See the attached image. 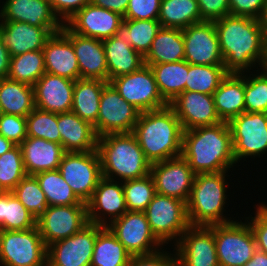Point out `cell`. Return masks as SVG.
<instances>
[{
  "label": "cell",
  "mask_w": 267,
  "mask_h": 266,
  "mask_svg": "<svg viewBox=\"0 0 267 266\" xmlns=\"http://www.w3.org/2000/svg\"><path fill=\"white\" fill-rule=\"evenodd\" d=\"M224 67L228 73H245L264 68L267 44L258 19L228 15L214 21Z\"/></svg>",
  "instance_id": "obj_1"
},
{
  "label": "cell",
  "mask_w": 267,
  "mask_h": 266,
  "mask_svg": "<svg viewBox=\"0 0 267 266\" xmlns=\"http://www.w3.org/2000/svg\"><path fill=\"white\" fill-rule=\"evenodd\" d=\"M181 156L195 174L229 171L236 166L228 122L185 130Z\"/></svg>",
  "instance_id": "obj_2"
},
{
  "label": "cell",
  "mask_w": 267,
  "mask_h": 266,
  "mask_svg": "<svg viewBox=\"0 0 267 266\" xmlns=\"http://www.w3.org/2000/svg\"><path fill=\"white\" fill-rule=\"evenodd\" d=\"M183 132L180 120L168 105L140 112L132 133L146 159L154 164L181 156Z\"/></svg>",
  "instance_id": "obj_3"
},
{
  "label": "cell",
  "mask_w": 267,
  "mask_h": 266,
  "mask_svg": "<svg viewBox=\"0 0 267 266\" xmlns=\"http://www.w3.org/2000/svg\"><path fill=\"white\" fill-rule=\"evenodd\" d=\"M97 151L104 178L123 182L150 174L151 163L132 132L98 137Z\"/></svg>",
  "instance_id": "obj_4"
},
{
  "label": "cell",
  "mask_w": 267,
  "mask_h": 266,
  "mask_svg": "<svg viewBox=\"0 0 267 266\" xmlns=\"http://www.w3.org/2000/svg\"><path fill=\"white\" fill-rule=\"evenodd\" d=\"M226 173L228 171L195 174L186 203L190 225L211 226L234 221L223 214L226 200H229Z\"/></svg>",
  "instance_id": "obj_5"
},
{
  "label": "cell",
  "mask_w": 267,
  "mask_h": 266,
  "mask_svg": "<svg viewBox=\"0 0 267 266\" xmlns=\"http://www.w3.org/2000/svg\"><path fill=\"white\" fill-rule=\"evenodd\" d=\"M147 221L157 240L162 244L178 242L190 222L186 202L156 193L146 210Z\"/></svg>",
  "instance_id": "obj_6"
},
{
  "label": "cell",
  "mask_w": 267,
  "mask_h": 266,
  "mask_svg": "<svg viewBox=\"0 0 267 266\" xmlns=\"http://www.w3.org/2000/svg\"><path fill=\"white\" fill-rule=\"evenodd\" d=\"M0 264L3 266H47V246L38 227L0 231Z\"/></svg>",
  "instance_id": "obj_7"
},
{
  "label": "cell",
  "mask_w": 267,
  "mask_h": 266,
  "mask_svg": "<svg viewBox=\"0 0 267 266\" xmlns=\"http://www.w3.org/2000/svg\"><path fill=\"white\" fill-rule=\"evenodd\" d=\"M214 225V239L219 266H243L257 250L254 233L248 222Z\"/></svg>",
  "instance_id": "obj_8"
},
{
  "label": "cell",
  "mask_w": 267,
  "mask_h": 266,
  "mask_svg": "<svg viewBox=\"0 0 267 266\" xmlns=\"http://www.w3.org/2000/svg\"><path fill=\"white\" fill-rule=\"evenodd\" d=\"M58 170L75 195L87 203L102 178L101 161L97 150L65 152Z\"/></svg>",
  "instance_id": "obj_9"
},
{
  "label": "cell",
  "mask_w": 267,
  "mask_h": 266,
  "mask_svg": "<svg viewBox=\"0 0 267 266\" xmlns=\"http://www.w3.org/2000/svg\"><path fill=\"white\" fill-rule=\"evenodd\" d=\"M236 163L267 153V113L244 112L228 122ZM266 152V153H265Z\"/></svg>",
  "instance_id": "obj_10"
},
{
  "label": "cell",
  "mask_w": 267,
  "mask_h": 266,
  "mask_svg": "<svg viewBox=\"0 0 267 266\" xmlns=\"http://www.w3.org/2000/svg\"><path fill=\"white\" fill-rule=\"evenodd\" d=\"M109 83L140 112L158 110L169 105L159 93L150 66L143 65L138 71L115 77Z\"/></svg>",
  "instance_id": "obj_11"
},
{
  "label": "cell",
  "mask_w": 267,
  "mask_h": 266,
  "mask_svg": "<svg viewBox=\"0 0 267 266\" xmlns=\"http://www.w3.org/2000/svg\"><path fill=\"white\" fill-rule=\"evenodd\" d=\"M107 227L131 256L148 255L163 248L153 235L144 212L127 211Z\"/></svg>",
  "instance_id": "obj_12"
},
{
  "label": "cell",
  "mask_w": 267,
  "mask_h": 266,
  "mask_svg": "<svg viewBox=\"0 0 267 266\" xmlns=\"http://www.w3.org/2000/svg\"><path fill=\"white\" fill-rule=\"evenodd\" d=\"M140 111L125 101L115 88L107 83L100 97L99 114L94 125L98 137L110 133L133 132Z\"/></svg>",
  "instance_id": "obj_13"
},
{
  "label": "cell",
  "mask_w": 267,
  "mask_h": 266,
  "mask_svg": "<svg viewBox=\"0 0 267 266\" xmlns=\"http://www.w3.org/2000/svg\"><path fill=\"white\" fill-rule=\"evenodd\" d=\"M104 226L88 223L71 237L47 246V266H90L95 240Z\"/></svg>",
  "instance_id": "obj_14"
},
{
  "label": "cell",
  "mask_w": 267,
  "mask_h": 266,
  "mask_svg": "<svg viewBox=\"0 0 267 266\" xmlns=\"http://www.w3.org/2000/svg\"><path fill=\"white\" fill-rule=\"evenodd\" d=\"M174 244L177 266H219L214 225H190Z\"/></svg>",
  "instance_id": "obj_15"
},
{
  "label": "cell",
  "mask_w": 267,
  "mask_h": 266,
  "mask_svg": "<svg viewBox=\"0 0 267 266\" xmlns=\"http://www.w3.org/2000/svg\"><path fill=\"white\" fill-rule=\"evenodd\" d=\"M87 205L48 206L36 219L46 246L79 232L87 225Z\"/></svg>",
  "instance_id": "obj_16"
},
{
  "label": "cell",
  "mask_w": 267,
  "mask_h": 266,
  "mask_svg": "<svg viewBox=\"0 0 267 266\" xmlns=\"http://www.w3.org/2000/svg\"><path fill=\"white\" fill-rule=\"evenodd\" d=\"M185 58L193 65H224L214 22L201 21L182 29Z\"/></svg>",
  "instance_id": "obj_17"
},
{
  "label": "cell",
  "mask_w": 267,
  "mask_h": 266,
  "mask_svg": "<svg viewBox=\"0 0 267 266\" xmlns=\"http://www.w3.org/2000/svg\"><path fill=\"white\" fill-rule=\"evenodd\" d=\"M150 174L156 193L187 203L195 173L182 156L151 164Z\"/></svg>",
  "instance_id": "obj_18"
},
{
  "label": "cell",
  "mask_w": 267,
  "mask_h": 266,
  "mask_svg": "<svg viewBox=\"0 0 267 266\" xmlns=\"http://www.w3.org/2000/svg\"><path fill=\"white\" fill-rule=\"evenodd\" d=\"M86 204L88 222L107 226L128 211L124 197L123 182L120 181L119 183V181L102 177L91 199Z\"/></svg>",
  "instance_id": "obj_19"
},
{
  "label": "cell",
  "mask_w": 267,
  "mask_h": 266,
  "mask_svg": "<svg viewBox=\"0 0 267 266\" xmlns=\"http://www.w3.org/2000/svg\"><path fill=\"white\" fill-rule=\"evenodd\" d=\"M169 106L175 111L184 131L222 122L216 113L213 95L185 90Z\"/></svg>",
  "instance_id": "obj_20"
},
{
  "label": "cell",
  "mask_w": 267,
  "mask_h": 266,
  "mask_svg": "<svg viewBox=\"0 0 267 266\" xmlns=\"http://www.w3.org/2000/svg\"><path fill=\"white\" fill-rule=\"evenodd\" d=\"M0 10V21H18L45 27L51 34L63 28L48 0H6Z\"/></svg>",
  "instance_id": "obj_21"
},
{
  "label": "cell",
  "mask_w": 267,
  "mask_h": 266,
  "mask_svg": "<svg viewBox=\"0 0 267 266\" xmlns=\"http://www.w3.org/2000/svg\"><path fill=\"white\" fill-rule=\"evenodd\" d=\"M123 19L118 13L88 3L65 25L78 35L104 40L116 34Z\"/></svg>",
  "instance_id": "obj_22"
},
{
  "label": "cell",
  "mask_w": 267,
  "mask_h": 266,
  "mask_svg": "<svg viewBox=\"0 0 267 266\" xmlns=\"http://www.w3.org/2000/svg\"><path fill=\"white\" fill-rule=\"evenodd\" d=\"M61 31L71 40L78 60L80 78L98 79L109 83L102 40L78 35L65 24Z\"/></svg>",
  "instance_id": "obj_23"
},
{
  "label": "cell",
  "mask_w": 267,
  "mask_h": 266,
  "mask_svg": "<svg viewBox=\"0 0 267 266\" xmlns=\"http://www.w3.org/2000/svg\"><path fill=\"white\" fill-rule=\"evenodd\" d=\"M75 81L45 72L34 84L35 107L52 113L69 112Z\"/></svg>",
  "instance_id": "obj_24"
},
{
  "label": "cell",
  "mask_w": 267,
  "mask_h": 266,
  "mask_svg": "<svg viewBox=\"0 0 267 266\" xmlns=\"http://www.w3.org/2000/svg\"><path fill=\"white\" fill-rule=\"evenodd\" d=\"M45 72L76 81L80 79L78 60L71 40L62 32L52 34L43 48Z\"/></svg>",
  "instance_id": "obj_25"
},
{
  "label": "cell",
  "mask_w": 267,
  "mask_h": 266,
  "mask_svg": "<svg viewBox=\"0 0 267 266\" xmlns=\"http://www.w3.org/2000/svg\"><path fill=\"white\" fill-rule=\"evenodd\" d=\"M61 145L65 152L97 150L98 136L94 126L72 111L57 114Z\"/></svg>",
  "instance_id": "obj_26"
},
{
  "label": "cell",
  "mask_w": 267,
  "mask_h": 266,
  "mask_svg": "<svg viewBox=\"0 0 267 266\" xmlns=\"http://www.w3.org/2000/svg\"><path fill=\"white\" fill-rule=\"evenodd\" d=\"M51 35L45 27L18 21L0 22V36L11 57L28 51L43 50L46 40Z\"/></svg>",
  "instance_id": "obj_27"
},
{
  "label": "cell",
  "mask_w": 267,
  "mask_h": 266,
  "mask_svg": "<svg viewBox=\"0 0 267 266\" xmlns=\"http://www.w3.org/2000/svg\"><path fill=\"white\" fill-rule=\"evenodd\" d=\"M20 147L27 175L57 170L65 153L61 144L36 137L27 136Z\"/></svg>",
  "instance_id": "obj_28"
},
{
  "label": "cell",
  "mask_w": 267,
  "mask_h": 266,
  "mask_svg": "<svg viewBox=\"0 0 267 266\" xmlns=\"http://www.w3.org/2000/svg\"><path fill=\"white\" fill-rule=\"evenodd\" d=\"M245 73H228L213 93L215 110L221 121L229 122L245 112Z\"/></svg>",
  "instance_id": "obj_29"
},
{
  "label": "cell",
  "mask_w": 267,
  "mask_h": 266,
  "mask_svg": "<svg viewBox=\"0 0 267 266\" xmlns=\"http://www.w3.org/2000/svg\"><path fill=\"white\" fill-rule=\"evenodd\" d=\"M107 61L109 81L115 77L138 71L144 57L116 35L102 40Z\"/></svg>",
  "instance_id": "obj_30"
},
{
  "label": "cell",
  "mask_w": 267,
  "mask_h": 266,
  "mask_svg": "<svg viewBox=\"0 0 267 266\" xmlns=\"http://www.w3.org/2000/svg\"><path fill=\"white\" fill-rule=\"evenodd\" d=\"M184 58L182 29L161 27L144 57V65L172 63L182 61Z\"/></svg>",
  "instance_id": "obj_31"
},
{
  "label": "cell",
  "mask_w": 267,
  "mask_h": 266,
  "mask_svg": "<svg viewBox=\"0 0 267 266\" xmlns=\"http://www.w3.org/2000/svg\"><path fill=\"white\" fill-rule=\"evenodd\" d=\"M107 83L98 79H77L74 83L71 111L94 126L98 119L103 87Z\"/></svg>",
  "instance_id": "obj_32"
},
{
  "label": "cell",
  "mask_w": 267,
  "mask_h": 266,
  "mask_svg": "<svg viewBox=\"0 0 267 266\" xmlns=\"http://www.w3.org/2000/svg\"><path fill=\"white\" fill-rule=\"evenodd\" d=\"M35 108L32 86L8 78L0 80V113L26 117Z\"/></svg>",
  "instance_id": "obj_33"
},
{
  "label": "cell",
  "mask_w": 267,
  "mask_h": 266,
  "mask_svg": "<svg viewBox=\"0 0 267 266\" xmlns=\"http://www.w3.org/2000/svg\"><path fill=\"white\" fill-rule=\"evenodd\" d=\"M152 69L162 98L169 104L185 91L188 75V62L185 60L147 65Z\"/></svg>",
  "instance_id": "obj_34"
},
{
  "label": "cell",
  "mask_w": 267,
  "mask_h": 266,
  "mask_svg": "<svg viewBox=\"0 0 267 266\" xmlns=\"http://www.w3.org/2000/svg\"><path fill=\"white\" fill-rule=\"evenodd\" d=\"M161 27L158 20L123 19L115 35L145 57Z\"/></svg>",
  "instance_id": "obj_35"
},
{
  "label": "cell",
  "mask_w": 267,
  "mask_h": 266,
  "mask_svg": "<svg viewBox=\"0 0 267 266\" xmlns=\"http://www.w3.org/2000/svg\"><path fill=\"white\" fill-rule=\"evenodd\" d=\"M131 255L107 226L97 234L90 266H129Z\"/></svg>",
  "instance_id": "obj_36"
},
{
  "label": "cell",
  "mask_w": 267,
  "mask_h": 266,
  "mask_svg": "<svg viewBox=\"0 0 267 266\" xmlns=\"http://www.w3.org/2000/svg\"><path fill=\"white\" fill-rule=\"evenodd\" d=\"M158 21L164 28L177 29L201 22L197 0H161Z\"/></svg>",
  "instance_id": "obj_37"
},
{
  "label": "cell",
  "mask_w": 267,
  "mask_h": 266,
  "mask_svg": "<svg viewBox=\"0 0 267 266\" xmlns=\"http://www.w3.org/2000/svg\"><path fill=\"white\" fill-rule=\"evenodd\" d=\"M46 196L48 206L87 205L73 192L60 171H44L34 175Z\"/></svg>",
  "instance_id": "obj_38"
},
{
  "label": "cell",
  "mask_w": 267,
  "mask_h": 266,
  "mask_svg": "<svg viewBox=\"0 0 267 266\" xmlns=\"http://www.w3.org/2000/svg\"><path fill=\"white\" fill-rule=\"evenodd\" d=\"M36 227V218L12 191L0 193V231L28 230Z\"/></svg>",
  "instance_id": "obj_39"
},
{
  "label": "cell",
  "mask_w": 267,
  "mask_h": 266,
  "mask_svg": "<svg viewBox=\"0 0 267 266\" xmlns=\"http://www.w3.org/2000/svg\"><path fill=\"white\" fill-rule=\"evenodd\" d=\"M44 73L43 51H28L11 57L7 78L33 87Z\"/></svg>",
  "instance_id": "obj_40"
},
{
  "label": "cell",
  "mask_w": 267,
  "mask_h": 266,
  "mask_svg": "<svg viewBox=\"0 0 267 266\" xmlns=\"http://www.w3.org/2000/svg\"><path fill=\"white\" fill-rule=\"evenodd\" d=\"M227 74L224 65H193L188 63L185 90L213 95Z\"/></svg>",
  "instance_id": "obj_41"
},
{
  "label": "cell",
  "mask_w": 267,
  "mask_h": 266,
  "mask_svg": "<svg viewBox=\"0 0 267 266\" xmlns=\"http://www.w3.org/2000/svg\"><path fill=\"white\" fill-rule=\"evenodd\" d=\"M123 191L128 211L144 212L156 194L151 174L123 181Z\"/></svg>",
  "instance_id": "obj_42"
},
{
  "label": "cell",
  "mask_w": 267,
  "mask_h": 266,
  "mask_svg": "<svg viewBox=\"0 0 267 266\" xmlns=\"http://www.w3.org/2000/svg\"><path fill=\"white\" fill-rule=\"evenodd\" d=\"M12 193L36 219L48 207L46 196L34 175H26Z\"/></svg>",
  "instance_id": "obj_43"
},
{
  "label": "cell",
  "mask_w": 267,
  "mask_h": 266,
  "mask_svg": "<svg viewBox=\"0 0 267 266\" xmlns=\"http://www.w3.org/2000/svg\"><path fill=\"white\" fill-rule=\"evenodd\" d=\"M27 136L42 138L61 144V137L57 126V113L35 108L26 116Z\"/></svg>",
  "instance_id": "obj_44"
},
{
  "label": "cell",
  "mask_w": 267,
  "mask_h": 266,
  "mask_svg": "<svg viewBox=\"0 0 267 266\" xmlns=\"http://www.w3.org/2000/svg\"><path fill=\"white\" fill-rule=\"evenodd\" d=\"M260 70H256L258 75L245 74V112L267 113V69Z\"/></svg>",
  "instance_id": "obj_45"
},
{
  "label": "cell",
  "mask_w": 267,
  "mask_h": 266,
  "mask_svg": "<svg viewBox=\"0 0 267 266\" xmlns=\"http://www.w3.org/2000/svg\"><path fill=\"white\" fill-rule=\"evenodd\" d=\"M26 175L20 145L0 156V186L5 191H12Z\"/></svg>",
  "instance_id": "obj_46"
},
{
  "label": "cell",
  "mask_w": 267,
  "mask_h": 266,
  "mask_svg": "<svg viewBox=\"0 0 267 266\" xmlns=\"http://www.w3.org/2000/svg\"><path fill=\"white\" fill-rule=\"evenodd\" d=\"M0 134L20 145L27 137L26 117L0 113Z\"/></svg>",
  "instance_id": "obj_47"
},
{
  "label": "cell",
  "mask_w": 267,
  "mask_h": 266,
  "mask_svg": "<svg viewBox=\"0 0 267 266\" xmlns=\"http://www.w3.org/2000/svg\"><path fill=\"white\" fill-rule=\"evenodd\" d=\"M161 0H129L124 19L158 20Z\"/></svg>",
  "instance_id": "obj_48"
},
{
  "label": "cell",
  "mask_w": 267,
  "mask_h": 266,
  "mask_svg": "<svg viewBox=\"0 0 267 266\" xmlns=\"http://www.w3.org/2000/svg\"><path fill=\"white\" fill-rule=\"evenodd\" d=\"M256 207V214L247 222L254 233L257 249L267 254V204Z\"/></svg>",
  "instance_id": "obj_49"
},
{
  "label": "cell",
  "mask_w": 267,
  "mask_h": 266,
  "mask_svg": "<svg viewBox=\"0 0 267 266\" xmlns=\"http://www.w3.org/2000/svg\"><path fill=\"white\" fill-rule=\"evenodd\" d=\"M202 21L214 22L230 15L228 0H197Z\"/></svg>",
  "instance_id": "obj_50"
},
{
  "label": "cell",
  "mask_w": 267,
  "mask_h": 266,
  "mask_svg": "<svg viewBox=\"0 0 267 266\" xmlns=\"http://www.w3.org/2000/svg\"><path fill=\"white\" fill-rule=\"evenodd\" d=\"M163 250L148 255L131 256L129 266H177L175 254Z\"/></svg>",
  "instance_id": "obj_51"
},
{
  "label": "cell",
  "mask_w": 267,
  "mask_h": 266,
  "mask_svg": "<svg viewBox=\"0 0 267 266\" xmlns=\"http://www.w3.org/2000/svg\"><path fill=\"white\" fill-rule=\"evenodd\" d=\"M267 0H228L230 15L259 19Z\"/></svg>",
  "instance_id": "obj_52"
},
{
  "label": "cell",
  "mask_w": 267,
  "mask_h": 266,
  "mask_svg": "<svg viewBox=\"0 0 267 266\" xmlns=\"http://www.w3.org/2000/svg\"><path fill=\"white\" fill-rule=\"evenodd\" d=\"M52 9L60 21L65 24L72 16H74L90 0H48Z\"/></svg>",
  "instance_id": "obj_53"
},
{
  "label": "cell",
  "mask_w": 267,
  "mask_h": 266,
  "mask_svg": "<svg viewBox=\"0 0 267 266\" xmlns=\"http://www.w3.org/2000/svg\"><path fill=\"white\" fill-rule=\"evenodd\" d=\"M90 3L125 16L129 0H90Z\"/></svg>",
  "instance_id": "obj_54"
},
{
  "label": "cell",
  "mask_w": 267,
  "mask_h": 266,
  "mask_svg": "<svg viewBox=\"0 0 267 266\" xmlns=\"http://www.w3.org/2000/svg\"><path fill=\"white\" fill-rule=\"evenodd\" d=\"M10 53L2 37L0 36V80L7 78L10 67Z\"/></svg>",
  "instance_id": "obj_55"
},
{
  "label": "cell",
  "mask_w": 267,
  "mask_h": 266,
  "mask_svg": "<svg viewBox=\"0 0 267 266\" xmlns=\"http://www.w3.org/2000/svg\"><path fill=\"white\" fill-rule=\"evenodd\" d=\"M243 266H267V254L257 249L253 257Z\"/></svg>",
  "instance_id": "obj_56"
},
{
  "label": "cell",
  "mask_w": 267,
  "mask_h": 266,
  "mask_svg": "<svg viewBox=\"0 0 267 266\" xmlns=\"http://www.w3.org/2000/svg\"><path fill=\"white\" fill-rule=\"evenodd\" d=\"M258 20L260 23V28L262 30L264 40L267 44V1Z\"/></svg>",
  "instance_id": "obj_57"
},
{
  "label": "cell",
  "mask_w": 267,
  "mask_h": 266,
  "mask_svg": "<svg viewBox=\"0 0 267 266\" xmlns=\"http://www.w3.org/2000/svg\"><path fill=\"white\" fill-rule=\"evenodd\" d=\"M15 146L16 145L13 142L6 139L3 135L0 134V156L10 151Z\"/></svg>",
  "instance_id": "obj_58"
},
{
  "label": "cell",
  "mask_w": 267,
  "mask_h": 266,
  "mask_svg": "<svg viewBox=\"0 0 267 266\" xmlns=\"http://www.w3.org/2000/svg\"><path fill=\"white\" fill-rule=\"evenodd\" d=\"M5 192V190L0 186V193Z\"/></svg>",
  "instance_id": "obj_59"
},
{
  "label": "cell",
  "mask_w": 267,
  "mask_h": 266,
  "mask_svg": "<svg viewBox=\"0 0 267 266\" xmlns=\"http://www.w3.org/2000/svg\"><path fill=\"white\" fill-rule=\"evenodd\" d=\"M264 68L267 69V58H266V63H265Z\"/></svg>",
  "instance_id": "obj_60"
}]
</instances>
